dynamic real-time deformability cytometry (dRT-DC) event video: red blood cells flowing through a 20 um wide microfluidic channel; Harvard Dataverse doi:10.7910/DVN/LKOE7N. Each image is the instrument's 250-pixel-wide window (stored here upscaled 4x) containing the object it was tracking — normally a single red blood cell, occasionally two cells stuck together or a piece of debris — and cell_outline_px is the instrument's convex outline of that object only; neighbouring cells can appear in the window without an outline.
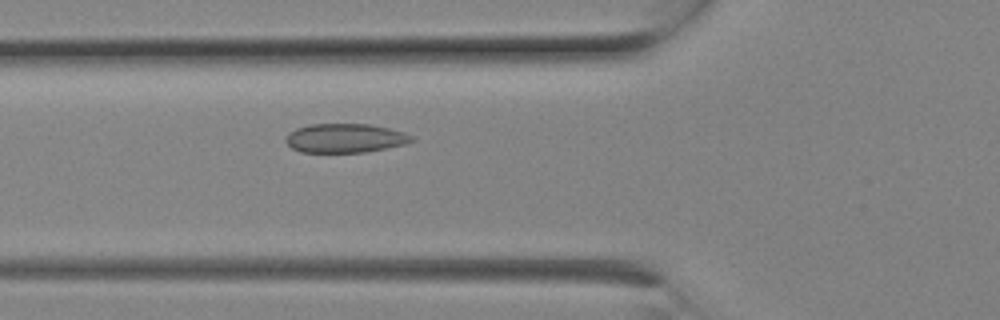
{"species": "Egyptian fruit bat (a non-hibernating species)", "species_latin": "Rousettus aegyptiacus", "temperature_condition": "room temperature", "stored_images_in_passage": 8, "camera_frame_rate_fps": 3000, "um_per_image_px": 0.085, "animal": {"sex": "female"}, "frame": {"image": 1, "passage_image": 8, "time_ms": 2.333, "image_size_px": [1000, 320], "cell_outline_px": [[416, 140], [404, 144], [364, 152], [300, 152], [292, 148], [284, 140], [288, 132], [296, 128], [308, 124], [368, 124], [388, 128], [404, 132], [412, 136]], "centroid_in_image_um": [29.29, 11.73], "position_along_channel_um": 96.5, "area_um2": 21.27}}